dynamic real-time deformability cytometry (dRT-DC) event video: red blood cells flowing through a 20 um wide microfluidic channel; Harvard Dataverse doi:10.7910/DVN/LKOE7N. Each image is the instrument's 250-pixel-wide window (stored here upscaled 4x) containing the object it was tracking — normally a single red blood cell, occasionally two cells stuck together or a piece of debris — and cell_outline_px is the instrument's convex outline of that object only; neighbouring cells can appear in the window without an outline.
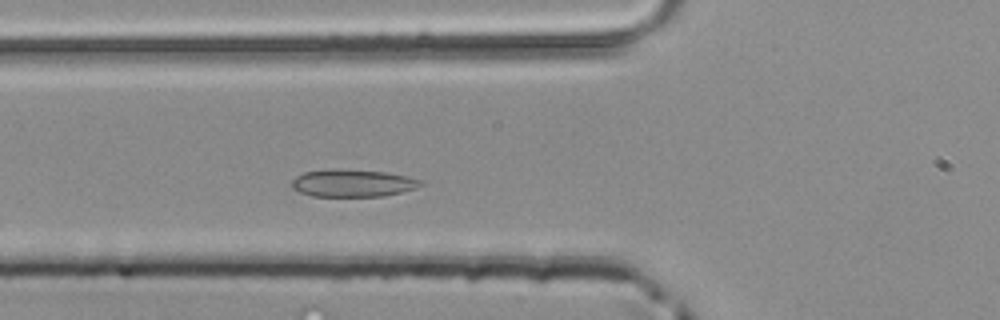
{"species": "common noctule bat (a hibernating species)", "species_latin": "Nyctalus noctula", "temperature_condition": "room temperature", "stored_images_in_passage": 42, "camera_frame_rate_fps": 3000, "um_per_image_px": 0.085, "animal": {"sex": "male", "body_mass_g": 20.4}, "frame": {"image": 1, "passage_image": 10, "time_ms": 3.0, "image_size_px": [1000, 320], "cell_outline_px": [[424, 184], [416, 188], [384, 196], [312, 196], [300, 192], [292, 188], [292, 180], [296, 176], [304, 172], [384, 172], [408, 176], [424, 180]], "centroid_in_image_um": [30.06, 15.62], "position_along_channel_um": 95.7, "area_um2": 19.54}}
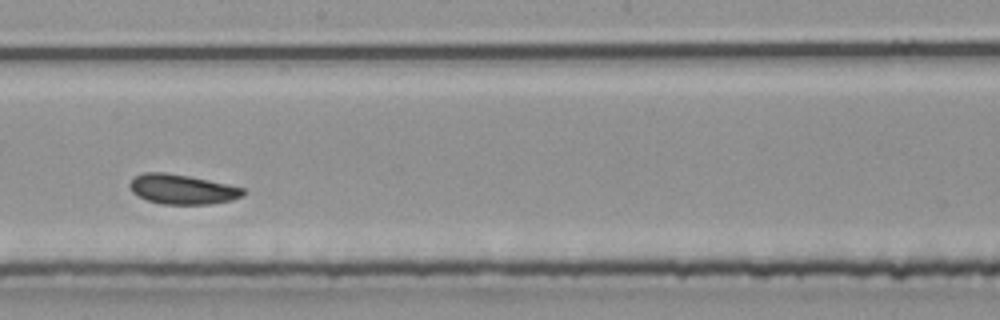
{"frame": {"image": 2, "passage_image": 20, "time_ms": 6.333, "image_size_px": [1000, 320], "cell_outline_px": [[244, 196], [232, 200], [212, 204], [164, 204], [148, 200], [132, 192], [128, 184], [132, 176], [144, 172], [164, 172], [188, 176], [228, 184], [244, 188]], "centroid_in_image_um": [15.47, 16.08], "position_along_channel_um": 232.7, "area_um2": 19.71}}
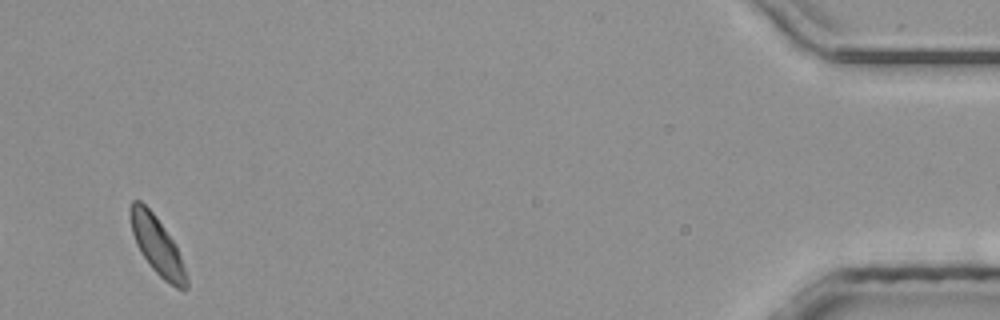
{"frame": {"image": 3, "passage_image": 40, "time_ms": 13.0, "image_size_px": [1000, 320], "cell_outline_px": [[188, 288], [176, 288], [164, 280], [152, 268], [140, 252], [136, 244], [132, 232], [128, 212], [128, 208], [132, 200], [140, 200], [156, 216], [176, 244], [188, 280]], "centroid_in_image_um": [13.32, 20.83], "position_along_channel_um": 421.9, "area_um2": 18.9}}